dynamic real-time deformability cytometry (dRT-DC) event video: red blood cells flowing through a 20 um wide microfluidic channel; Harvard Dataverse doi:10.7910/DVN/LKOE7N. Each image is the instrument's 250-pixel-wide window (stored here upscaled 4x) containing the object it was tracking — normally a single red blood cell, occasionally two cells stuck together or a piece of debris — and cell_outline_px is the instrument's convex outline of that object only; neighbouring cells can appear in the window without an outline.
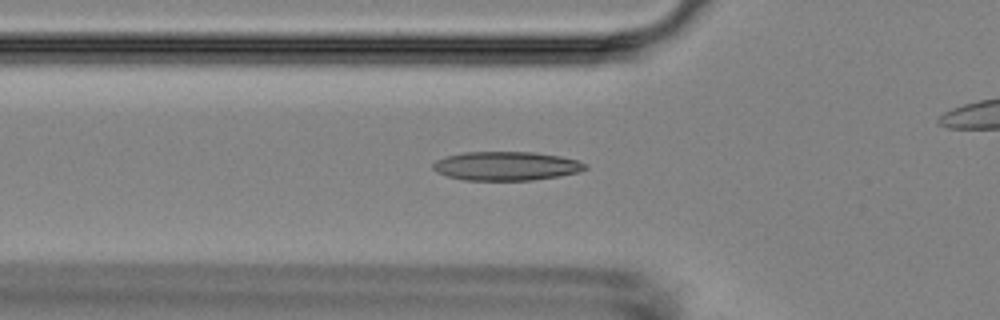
{"species": "Egyptian fruit bat (a non-hibernating species)", "species_latin": "Rousettus aegyptiacus", "temperature_condition": "room temperature", "stored_images_in_passage": 47, "camera_frame_rate_fps": 3000, "um_per_image_px": 0.085, "animal": {"sex": "female"}, "frame": {"image": 1, "passage_image": 18, "time_ms": 5.667, "image_size_px": [1000, 320], "cell_outline_px": [[588, 168], [580, 172], [560, 176], [532, 180], [464, 180], [448, 176], [436, 172], [432, 168], [432, 164], [436, 160], [444, 156], [464, 152], [536, 152], [560, 156], [576, 160], [588, 164]], "centroid_in_image_um": [43.03, 14.11], "position_along_channel_um": 82.8, "area_um2": 25.84}}
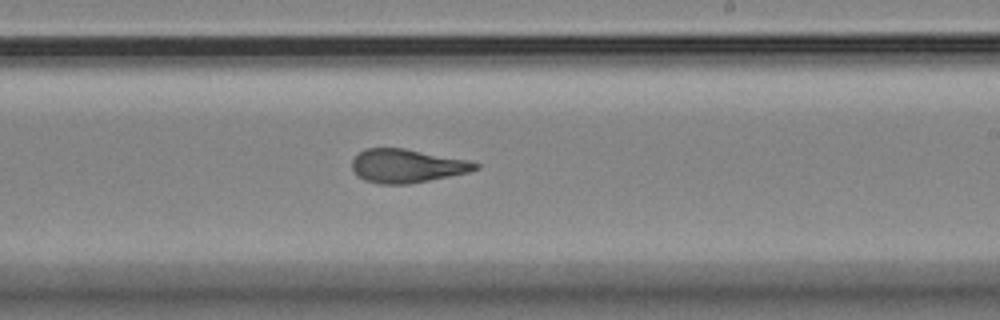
{"frame": {"image": 2, "passage_image": 32, "time_ms": 10.333, "image_size_px": [1000, 320], "cell_outline_px": [[480, 168], [468, 172], [408, 184], [380, 184], [364, 180], [356, 176], [352, 168], [352, 160], [364, 148], [404, 148], [468, 160], [480, 164]], "centroid_in_image_um": [34.56, 14.1], "position_along_channel_um": 254.4, "area_um2": 24.04}}
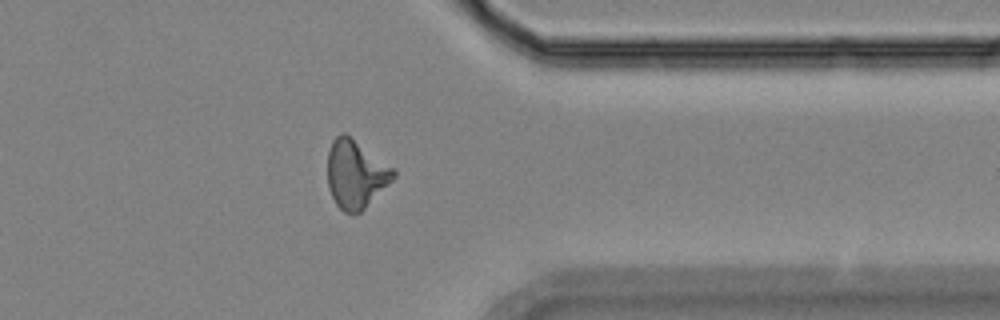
{"frame": {"image": 3, "passage_image": 43, "time_ms": 14.0, "image_size_px": [1000, 320], "cell_outline_px": [[396, 176], [360, 212], [344, 212], [336, 204], [328, 188], [328, 152], [332, 140], [340, 132], [344, 132], [396, 168]], "centroid_in_image_um": [30.24, 14.76], "position_along_channel_um": 381.2, "area_um2": 26.07}}